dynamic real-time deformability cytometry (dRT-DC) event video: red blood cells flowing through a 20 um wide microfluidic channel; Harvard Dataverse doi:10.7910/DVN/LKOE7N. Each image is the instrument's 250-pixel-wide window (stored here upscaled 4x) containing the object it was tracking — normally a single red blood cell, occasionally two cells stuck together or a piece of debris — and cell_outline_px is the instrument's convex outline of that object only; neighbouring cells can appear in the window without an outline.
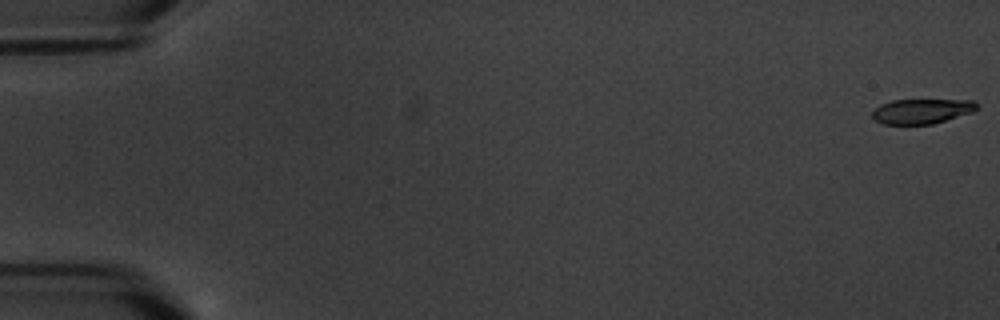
{"species": "common noctule bat (a hibernating species)", "species_latin": "Nyctalus noctula", "temperature_condition": "warm", "stored_images_in_passage": 5, "camera_frame_rate_fps": 3000, "um_per_image_px": 0.085, "animal": {"sex": "male", "body_mass_g": 20.1, "forearm_length_mm": 53.5}, "frame": {"image": 1, "passage_image": 1, "time_ms": 0.0, "image_size_px": [1000, 320], "cell_outline_px": [[976, 108], [972, 112], [932, 124], [884, 124], [876, 120], [872, 116], [872, 112], [880, 104], [892, 100], [972, 100], [976, 104]], "centroid_in_image_um": [78.31, 9.45], "position_along_channel_um": 6.7, "area_um2": 14.91}}
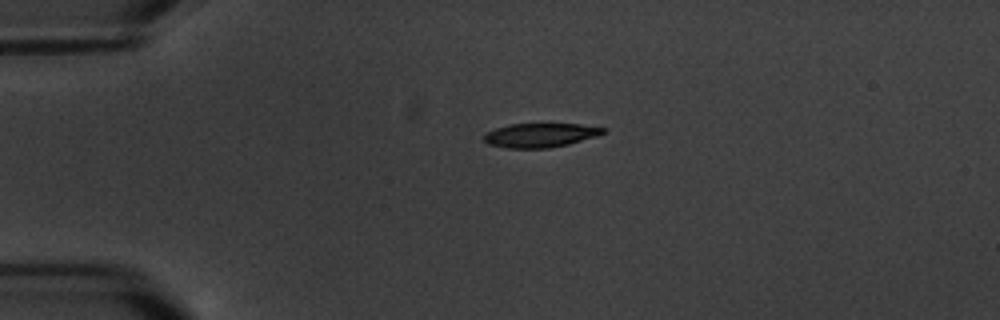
{"frame": {"image": 2, "passage_image": 4, "time_ms": 4.667, "image_size_px": [1000, 320], "cell_outline_px": [[604, 132], [596, 136], [568, 144], [548, 148], [508, 148], [488, 144], [484, 140], [484, 136], [488, 132], [496, 128], [512, 124], [580, 124], [604, 128]], "centroid_in_image_um": [45.91, 11.49], "position_along_channel_um": 39.1, "area_um2": 16.42}}